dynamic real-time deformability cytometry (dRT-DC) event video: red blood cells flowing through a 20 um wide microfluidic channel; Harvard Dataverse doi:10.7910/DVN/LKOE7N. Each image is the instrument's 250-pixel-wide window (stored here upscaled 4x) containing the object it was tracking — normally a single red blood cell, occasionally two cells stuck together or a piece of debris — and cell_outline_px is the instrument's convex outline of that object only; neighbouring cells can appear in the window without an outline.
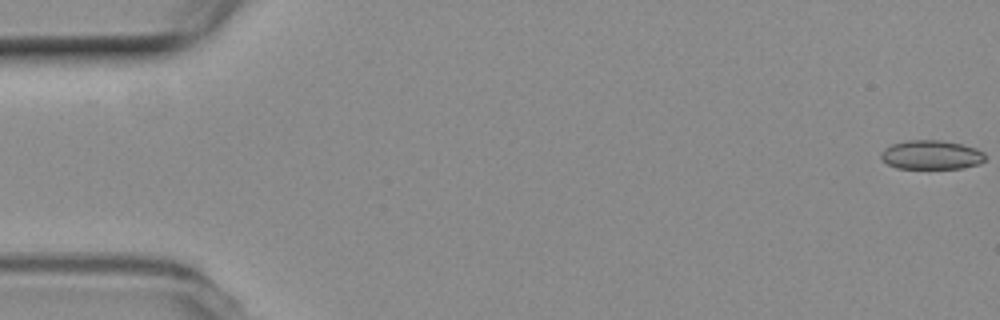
{"species": "common noctule bat (a hibernating species)", "species_latin": "Nyctalus noctula", "temperature_condition": "room temperature", "stored_images_in_passage": 55, "camera_frame_rate_fps": 3000, "um_per_image_px": 0.085, "animal": {"sex": "female", "body_mass_g": 19.3, "forearm_length_mm": 54.1}, "frame": {"image": 1, "passage_image": 1, "time_ms": 0.0, "image_size_px": [1000, 320], "cell_outline_px": [[984, 160], [980, 164], [964, 168], [896, 168], [888, 164], [880, 156], [880, 152], [884, 148], [892, 144], [908, 140], [944, 140], [964, 144], [976, 148], [984, 152]], "centroid_in_image_um": [79.18, 13.15], "position_along_channel_um": 5.8, "area_um2": 17.8}}
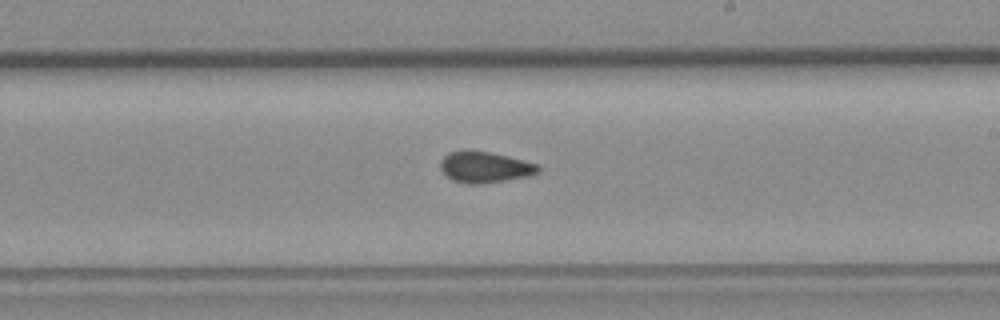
{"frame": {"image": 2, "passage_image": 32, "time_ms": 10.333, "image_size_px": [1000, 320], "cell_outline_px": [[540, 172], [528, 176], [480, 184], [468, 184], [452, 180], [440, 168], [440, 160], [448, 152], [492, 152], [540, 164]], "centroid_in_image_um": [41.25, 14.22], "position_along_channel_um": 247.7, "area_um2": 17.46}}
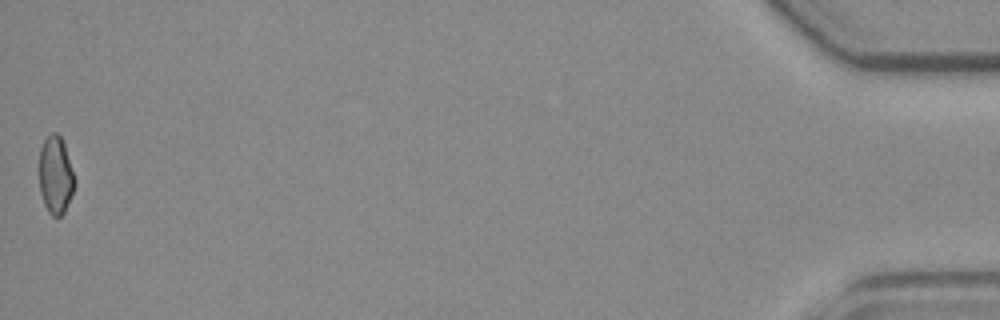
{"frame": {"image": 3, "passage_image": 55, "time_ms": 18.0, "image_size_px": [1000, 320], "cell_outline_px": [[76, 184], [64, 212], [60, 216], [52, 216], [48, 212], [44, 204], [40, 192], [40, 148], [44, 140], [52, 132], [56, 132], [60, 136], [64, 144], [76, 180]], "centroid_in_image_um": [4.73, 14.89], "position_along_channel_um": 430.5, "area_um2": 15.95}, "authors_computed_cell_mechanics": {"area_um2": 17.6868, "velocity_mm_per_s": 3.7585, "shape_relaxation_time_tau1_ms": null, "shape_relaxation_time_tau2_ms": 2.1639, "deformation_change_tau1": null, "deformation_change_tau2": 0.0706}}